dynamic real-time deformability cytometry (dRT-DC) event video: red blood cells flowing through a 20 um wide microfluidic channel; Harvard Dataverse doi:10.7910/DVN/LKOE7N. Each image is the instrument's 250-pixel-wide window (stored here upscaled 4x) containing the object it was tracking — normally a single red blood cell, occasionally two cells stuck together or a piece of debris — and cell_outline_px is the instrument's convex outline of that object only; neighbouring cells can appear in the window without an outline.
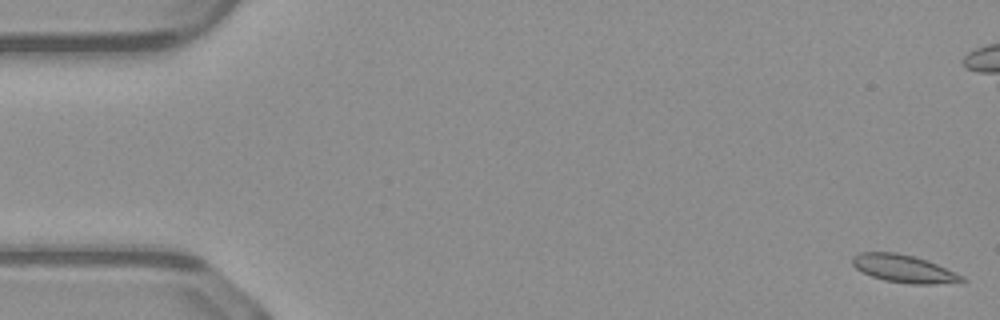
{"species": "common noctule bat (a hibernating species)", "species_latin": "Nyctalus noctula", "temperature_condition": "warm", "stored_images_in_passage": 52, "camera_frame_rate_fps": 3000, "um_per_image_px": 0.085, "animal": {"sex": "male", "body_mass_g": 23.1, "forearm_length_mm": 52.7}, "frame": {"image": 1, "passage_image": 1, "time_ms": 0.0, "image_size_px": [1000, 320], "cell_outline_px": [[968, 280], [960, 284], [908, 284], [884, 280], [872, 276], [856, 268], [852, 264], [852, 256], [860, 252], [896, 252], [928, 260], [956, 272], [964, 276]], "centroid_in_image_um": [76.92, 22.86], "position_along_channel_um": 8.1, "area_um2": 18.03}}
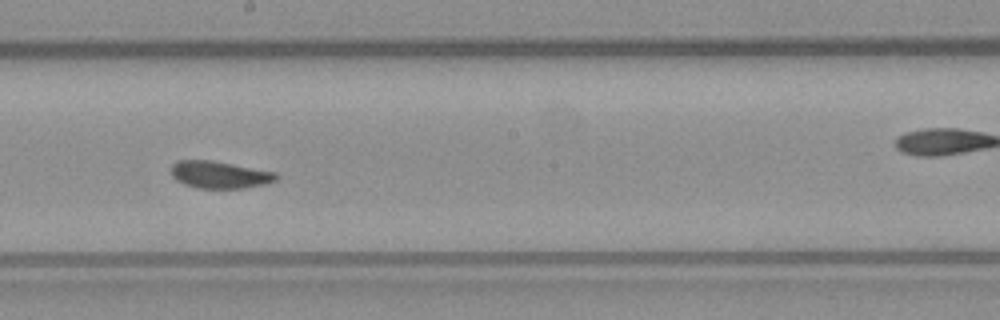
{"frame": {"image": 2, "passage_image": 28, "time_ms": 9.0, "image_size_px": [1000, 320], "cell_outline_px": [[280, 176], [276, 180], [264, 184], [244, 188], [200, 188], [184, 184], [176, 180], [172, 176], [172, 164], [176, 160], [212, 160], [276, 172]], "centroid_in_image_um": [18.67, 14.84], "position_along_channel_um": 229.5, "area_um2": 16.65}}
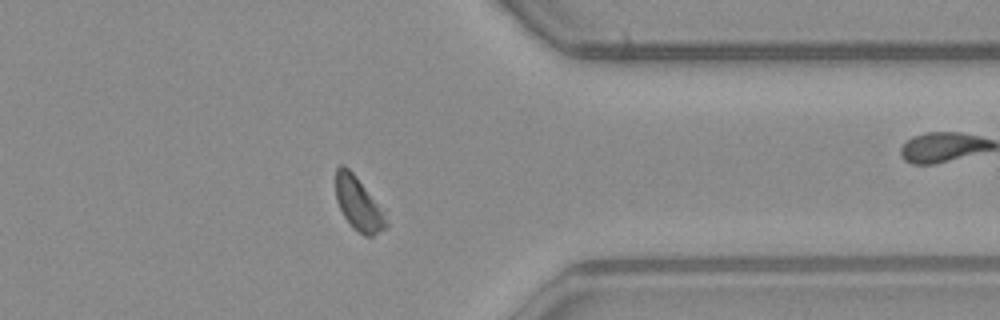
{"frame": {"image": 3, "passage_image": 40, "time_ms": 13.0, "image_size_px": [1000, 320], "cell_outline_px": [[388, 224], [384, 228], [372, 236], [364, 236], [352, 228], [344, 216], [336, 200], [336, 168], [340, 164], [344, 164], [388, 208]], "centroid_in_image_um": [30.56, 17.31], "position_along_channel_um": 380.8, "area_um2": 16.59}}